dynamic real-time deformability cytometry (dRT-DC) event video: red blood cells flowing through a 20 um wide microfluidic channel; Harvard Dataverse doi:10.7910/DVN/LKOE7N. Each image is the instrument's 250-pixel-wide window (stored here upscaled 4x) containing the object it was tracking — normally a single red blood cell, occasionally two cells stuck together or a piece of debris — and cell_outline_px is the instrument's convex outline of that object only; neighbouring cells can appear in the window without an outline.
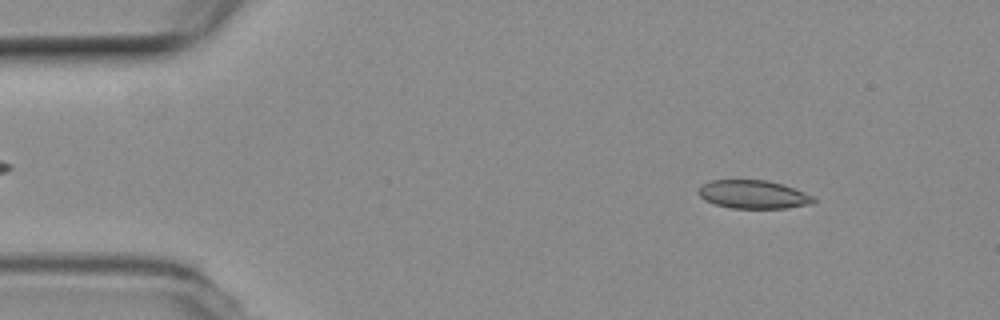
{"species": "common noctule bat (a hibernating species)", "species_latin": "Nyctalus noctula", "temperature_condition": "room temperature", "stored_images_in_passage": 18, "camera_frame_rate_fps": 3000, "um_per_image_px": 0.085, "animal": {"sex": "female", "body_mass_g": 19.3, "forearm_length_mm": 54.1}, "frame": {"image": 1, "passage_image": 6, "time_ms": 1.667, "image_size_px": [1000, 320], "cell_outline_px": [[816, 200], [812, 204], [784, 208], [732, 208], [716, 204], [704, 200], [696, 192], [704, 184], [712, 180], [768, 180], [784, 184], [816, 196]], "centroid_in_image_um": [64.08, 16.52], "position_along_channel_um": 20.9, "area_um2": 19.13}}
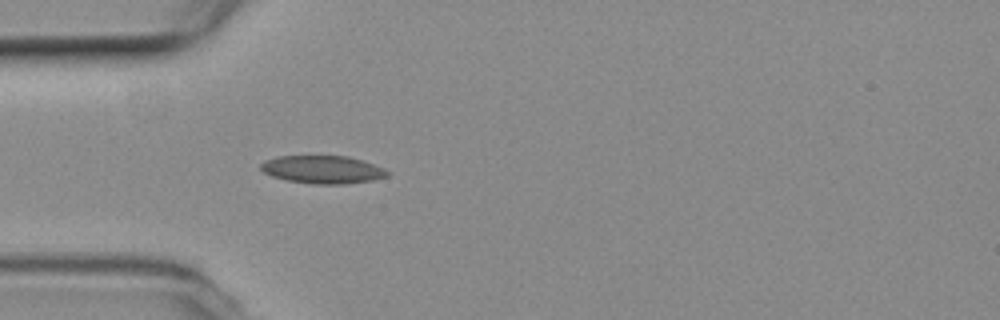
{"frame": {"image": 2, "passage_image": 15, "time_ms": 4.667, "image_size_px": [1000, 320], "cell_outline_px": [[392, 172], [388, 176], [372, 180], [344, 184], [312, 184], [288, 180], [272, 176], [264, 172], [260, 168], [260, 164], [264, 160], [276, 156], [348, 156], [384, 168]], "centroid_in_image_um": [27.42, 14.41], "position_along_channel_um": 57.6, "area_um2": 20.58}}